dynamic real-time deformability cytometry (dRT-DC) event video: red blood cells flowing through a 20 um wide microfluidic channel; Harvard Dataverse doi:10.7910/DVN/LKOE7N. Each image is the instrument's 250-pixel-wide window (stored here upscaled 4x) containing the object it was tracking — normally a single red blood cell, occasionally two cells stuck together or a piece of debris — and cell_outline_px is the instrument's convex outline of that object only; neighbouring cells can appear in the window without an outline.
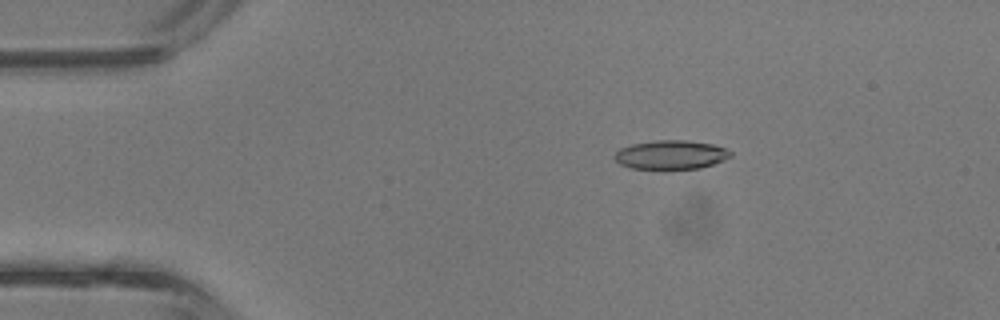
{"species": "common noctule bat (a hibernating species)", "species_latin": "Nyctalus noctula", "temperature_condition": "room temperature", "stored_images_in_passage": 43, "camera_frame_rate_fps": 3000, "um_per_image_px": 0.085, "animal": {"sex": "male", "body_mass_g": 13.3}, "frame": {"image": 1, "passage_image": 8, "time_ms": 2.333, "image_size_px": [1000, 320], "cell_outline_px": [[732, 156], [724, 160], [700, 168], [664, 172], [632, 168], [620, 164], [612, 156], [620, 148], [632, 144], [656, 140], [684, 140], [712, 144], [724, 148], [732, 152]], "centroid_in_image_um": [57.0, 13.2], "position_along_channel_um": 28.0, "area_um2": 20.29}}
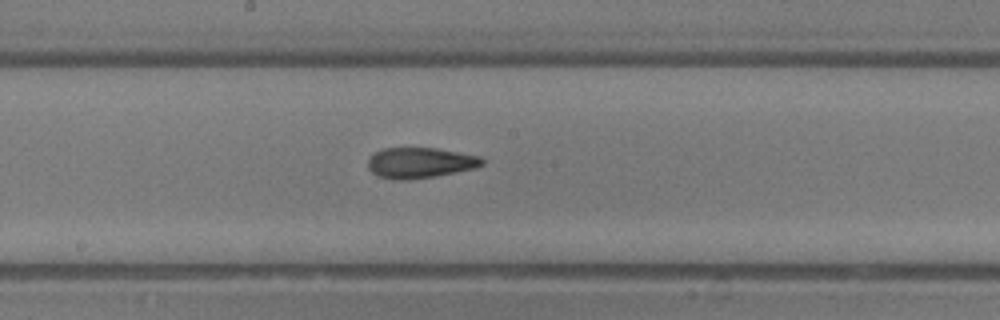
{"frame": {"image": 2, "passage_image": 23, "time_ms": 7.333, "image_size_px": [1000, 320], "cell_outline_px": [[484, 164], [476, 168], [436, 176], [408, 180], [392, 180], [380, 176], [372, 172], [368, 168], [368, 160], [376, 152], [384, 148], [436, 148], [480, 156], [484, 160]], "centroid_in_image_um": [35.73, 13.84], "position_along_channel_um": 212.5, "area_um2": 20.35}}
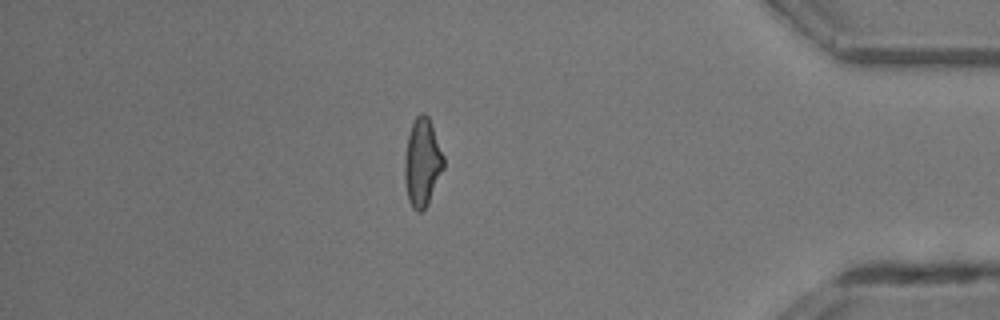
{"frame": {"image": 3, "passage_image": 37, "time_ms": 12.0, "image_size_px": [1000, 320], "cell_outline_px": [[444, 168], [428, 204], [420, 212], [416, 212], [412, 208], [408, 200], [404, 180], [404, 160], [408, 136], [412, 124], [416, 116], [420, 112], [424, 112], [428, 116], [444, 156]], "centroid_in_image_um": [35.88, 13.83], "position_along_channel_um": 399.3, "area_um2": 20.06}, "authors_computed_cell_mechanics": {"area_um2": 20.0566, "velocity_mm_per_s": 4.8479, "shape_relaxation_time_tau1_ms": 3.5386, "shape_relaxation_time_tau2_ms": 1.698, "deformation_change_tau1": 0.1758, "deformation_change_tau2": 0.1052}}